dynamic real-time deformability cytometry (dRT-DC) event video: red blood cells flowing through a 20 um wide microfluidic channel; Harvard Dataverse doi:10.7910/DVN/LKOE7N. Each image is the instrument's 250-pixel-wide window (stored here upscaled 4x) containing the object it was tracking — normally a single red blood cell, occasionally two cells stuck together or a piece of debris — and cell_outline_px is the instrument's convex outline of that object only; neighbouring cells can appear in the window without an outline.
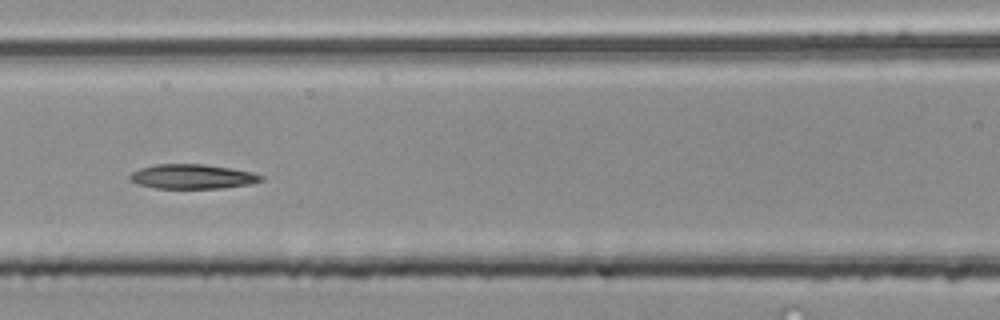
{"species": "common noctule bat (a hibernating species)", "species_latin": "Nyctalus noctula", "temperature_condition": "room temperature", "stored_images_in_passage": 13, "camera_frame_rate_fps": 3000, "um_per_image_px": 0.085, "animal": {"sex": "male", "body_mass_g": 20.4}, "frame": {"image": 1, "passage_image": 8, "time_ms": 2.333, "image_size_px": [1000, 320], "cell_outline_px": [[264, 180], [248, 184], [224, 188], [156, 188], [140, 184], [128, 180], [128, 176], [132, 172], [140, 168], [156, 164], [204, 164], [252, 172], [264, 176]], "centroid_in_image_um": [16.34, 15.0], "position_along_channel_um": 150.3, "area_um2": 18.67}}
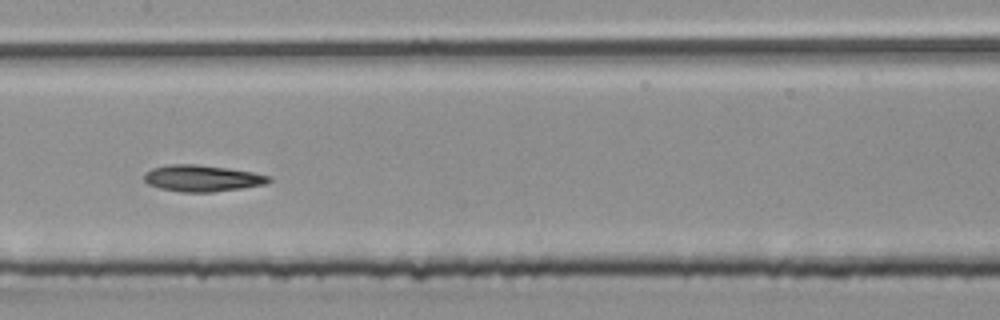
{"frame": {"image": 2, "passage_image": 11, "time_ms": 3.333, "image_size_px": [1000, 320], "cell_outline_px": [[272, 180], [264, 184], [240, 188], [212, 192], [180, 192], [160, 188], [148, 184], [144, 180], [144, 172], [152, 168], [168, 164], [196, 164], [228, 168], [252, 172], [268, 176]], "centroid_in_image_um": [17.12, 15.15], "position_along_channel_um": 190.3, "area_um2": 19.13}}